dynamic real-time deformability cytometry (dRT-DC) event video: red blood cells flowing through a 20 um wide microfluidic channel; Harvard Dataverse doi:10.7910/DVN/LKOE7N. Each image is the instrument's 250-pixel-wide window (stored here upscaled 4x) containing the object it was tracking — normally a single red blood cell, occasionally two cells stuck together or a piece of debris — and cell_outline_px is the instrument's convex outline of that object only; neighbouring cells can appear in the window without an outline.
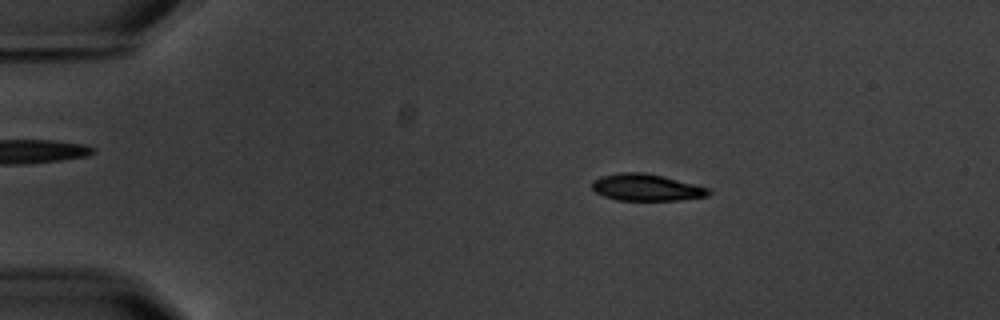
{"species": "common noctule bat (a hibernating species)", "species_latin": "Nyctalus noctula", "temperature_condition": "warm", "stored_images_in_passage": 4, "camera_frame_rate_fps": 3000, "um_per_image_px": 0.085, "animal": {"sex": "male", "body_mass_g": 20.1, "forearm_length_mm": 53.5}, "frame": {"image": 1, "passage_image": 2, "time_ms": 1.333, "image_size_px": [1000, 320], "cell_outline_px": [[712, 192], [708, 196], [680, 200], [616, 200], [604, 196], [596, 192], [592, 188], [592, 180], [600, 176], [620, 172], [644, 172], [664, 176], [708, 188]], "centroid_in_image_um": [54.92, 15.93], "position_along_channel_um": 30.1, "area_um2": 18.26}}